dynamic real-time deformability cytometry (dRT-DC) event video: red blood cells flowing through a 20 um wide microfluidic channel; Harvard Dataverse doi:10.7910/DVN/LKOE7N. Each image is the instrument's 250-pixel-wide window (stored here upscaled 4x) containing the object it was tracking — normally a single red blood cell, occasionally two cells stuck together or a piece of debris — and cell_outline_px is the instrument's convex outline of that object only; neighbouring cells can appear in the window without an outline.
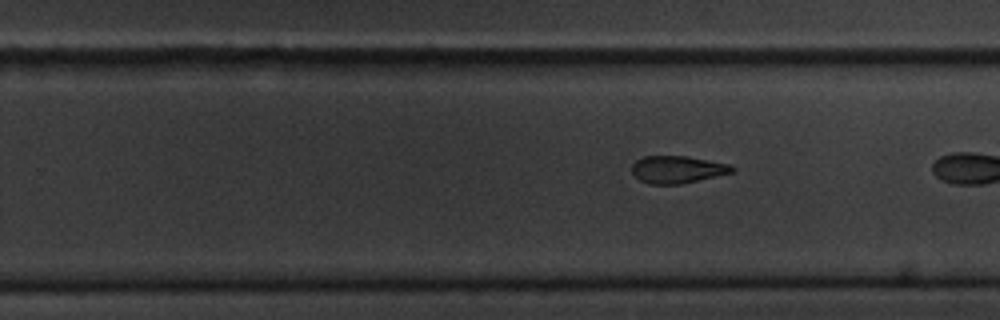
{"species": "common noctule bat (a hibernating species)", "species_latin": "Nyctalus noctula", "temperature_condition": "cold", "stored_images_in_passage": 10, "camera_frame_rate_fps": 3000, "um_per_image_px": 0.085, "animal": {"sex": "male", "body_mass_g": 20.1, "forearm_length_mm": 53.5}, "frame": {"image": 1, "passage_image": 10, "time_ms": 11.333, "image_size_px": [1000, 320], "cell_outline_px": [[736, 168], [732, 172], [680, 184], [648, 184], [640, 180], [632, 172], [632, 164], [636, 160], [644, 156], [688, 156], [728, 164]], "centroid_in_image_um": [57.54, 14.4], "position_along_channel_um": 272.3, "area_um2": 15.78}}